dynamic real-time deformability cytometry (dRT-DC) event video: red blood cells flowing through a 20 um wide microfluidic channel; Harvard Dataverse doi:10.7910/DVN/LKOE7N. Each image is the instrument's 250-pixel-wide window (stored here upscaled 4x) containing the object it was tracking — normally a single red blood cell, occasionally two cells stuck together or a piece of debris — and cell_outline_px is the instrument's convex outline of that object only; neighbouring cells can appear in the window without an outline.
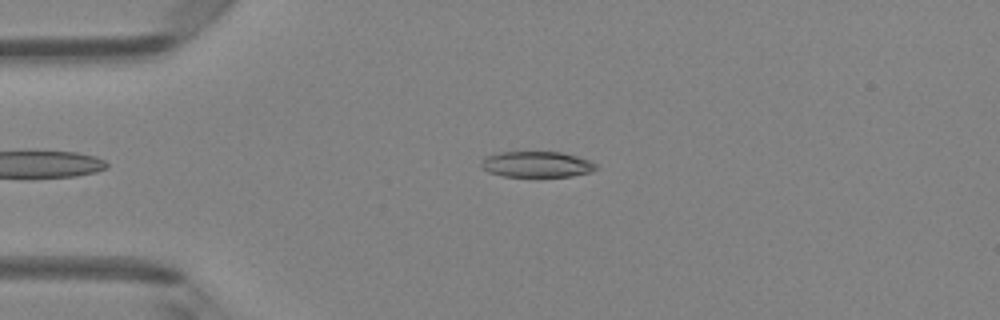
{"species": "Egyptian fruit bat (a non-hibernating species)", "species_latin": "Rousettus aegyptiacus", "temperature_condition": "room temperature", "stored_images_in_passage": 34, "camera_frame_rate_fps": 3000, "um_per_image_px": 0.085, "animal": {"sex": "female"}, "frame": {"image": 1, "passage_image": 2, "time_ms": 0.333, "image_size_px": [1000, 320], "cell_outline_px": [[596, 168], [592, 172], [572, 176], [504, 176], [488, 172], [480, 168], [480, 164], [488, 156], [500, 152], [560, 152], [576, 156], [588, 160], [596, 164]], "centroid_in_image_um": [45.62, 13.97], "position_along_channel_um": 39.4, "area_um2": 17.11}}
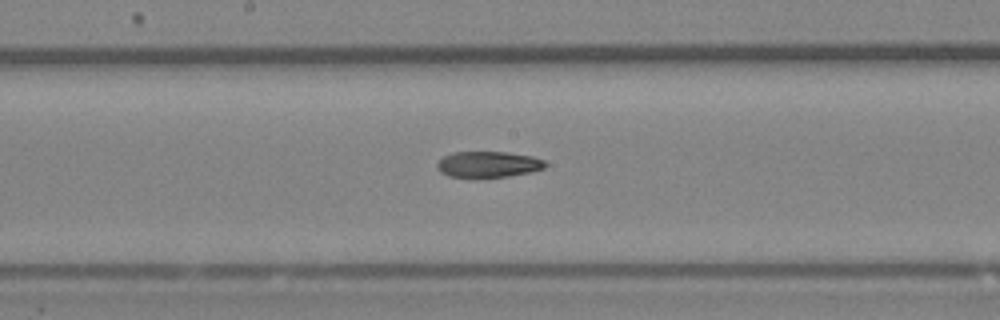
{"frame": {"image": 2, "passage_image": 16, "time_ms": 5.0, "image_size_px": [1000, 320], "cell_outline_px": [[548, 164], [544, 168], [532, 172], [508, 176], [476, 180], [472, 180], [448, 176], [440, 172], [436, 168], [436, 164], [444, 156], [452, 152], [508, 152], [532, 156], [544, 160]], "centroid_in_image_um": [41.47, 14.01], "position_along_channel_um": 206.7, "area_um2": 17.17}}
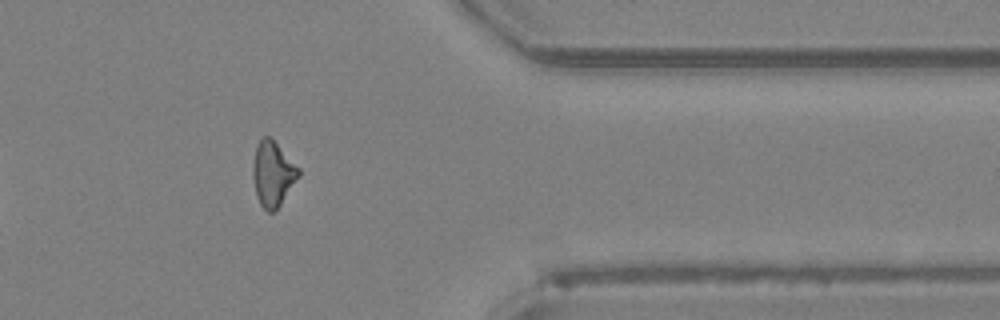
{"frame": {"image": 3, "passage_image": 30, "time_ms": 9.667, "image_size_px": [1000, 320], "cell_outline_px": [[300, 176], [280, 204], [272, 212], [268, 212], [260, 204], [256, 196], [252, 176], [252, 168], [256, 148], [260, 140], [264, 136], [268, 136], [300, 168]], "centroid_in_image_um": [23.18, 14.79], "position_along_channel_um": 388.2, "area_um2": 16.99}}